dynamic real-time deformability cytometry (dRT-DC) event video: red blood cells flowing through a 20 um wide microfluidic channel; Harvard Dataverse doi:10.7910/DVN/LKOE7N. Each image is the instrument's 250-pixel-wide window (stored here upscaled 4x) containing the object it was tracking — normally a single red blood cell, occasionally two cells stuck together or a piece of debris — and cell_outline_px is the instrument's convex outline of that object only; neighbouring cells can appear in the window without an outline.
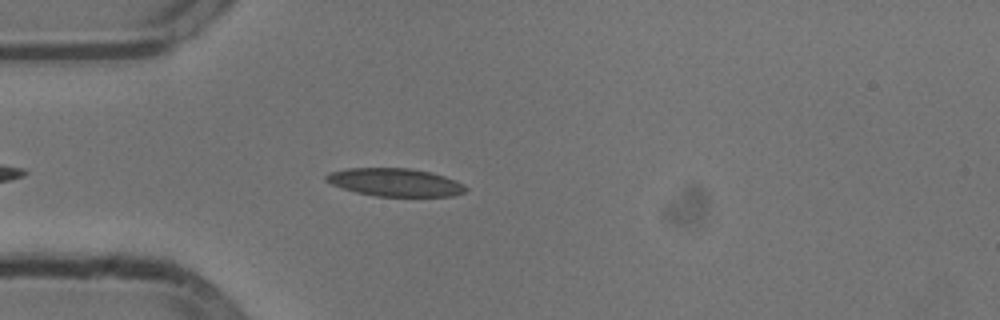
{"species": "common noctule bat (a hibernating species)", "species_latin": "Nyctalus noctula", "temperature_condition": "cold", "stored_images_in_passage": 37, "camera_frame_rate_fps": 3000, "um_per_image_px": 0.085, "animal": {"sex": "male", "body_mass_g": 13.3}, "frame": {"image": 1, "passage_image": 5, "time_ms": 1.333, "image_size_px": [1000, 320], "cell_outline_px": [[468, 188], [464, 192], [452, 196], [376, 196], [356, 192], [332, 184], [324, 180], [324, 176], [328, 172], [348, 168], [408, 168], [432, 172], [456, 180], [464, 184]], "centroid_in_image_um": [33.58, 15.49], "position_along_channel_um": 51.4, "area_um2": 22.77}}
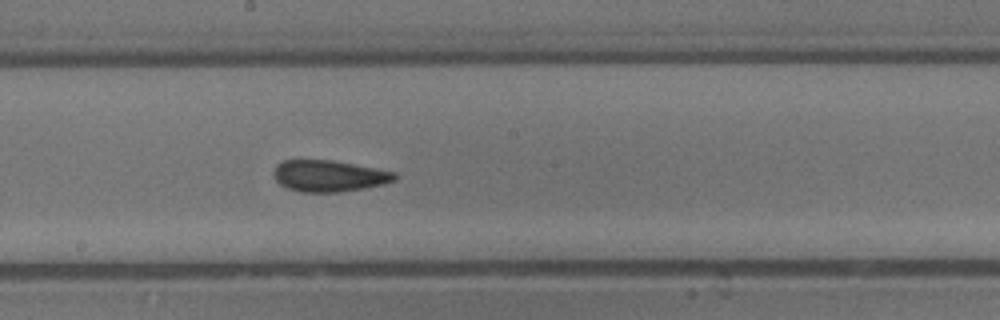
{"frame": {"image": 2, "passage_image": 19, "time_ms": 6.0, "image_size_px": [1000, 320], "cell_outline_px": [[396, 180], [384, 184], [364, 188], [340, 192], [300, 192], [288, 188], [280, 184], [276, 180], [272, 172], [276, 164], [284, 160], [332, 160], [396, 172]], "centroid_in_image_um": [27.95, 14.95], "position_along_channel_um": 220.3, "area_um2": 22.2}}
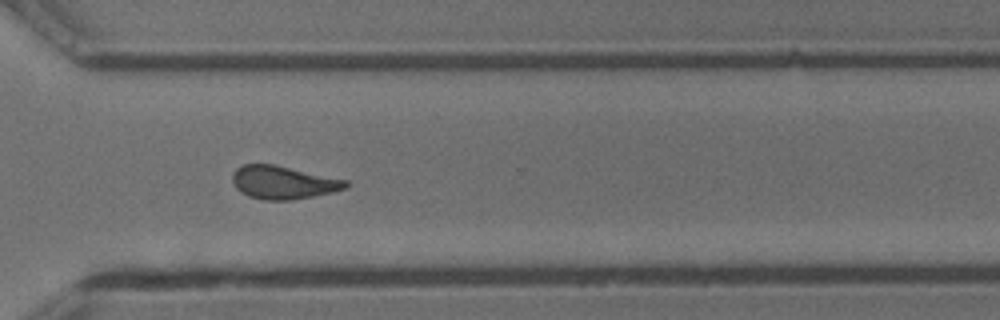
{"frame": {"image": 3, "passage_image": 29, "time_ms": 9.333, "image_size_px": [1000, 320], "cell_outline_px": [[348, 188], [332, 192], [292, 200], [264, 200], [248, 196], [240, 192], [236, 188], [232, 180], [232, 176], [236, 168], [244, 164], [272, 164], [348, 180]], "centroid_in_image_um": [24.06, 15.51], "position_along_channel_um": 346.5, "area_um2": 21.79}, "authors_computed_cell_mechanics": {"area_um2": 22.1374, "velocity_mm_per_s": 3.8115, "shape_relaxation_time_tau1_ms": null, "shape_relaxation_time_tau2_ms": 3.1375, "deformation_change_tau1": null, "deformation_change_tau2": 0.1111}}